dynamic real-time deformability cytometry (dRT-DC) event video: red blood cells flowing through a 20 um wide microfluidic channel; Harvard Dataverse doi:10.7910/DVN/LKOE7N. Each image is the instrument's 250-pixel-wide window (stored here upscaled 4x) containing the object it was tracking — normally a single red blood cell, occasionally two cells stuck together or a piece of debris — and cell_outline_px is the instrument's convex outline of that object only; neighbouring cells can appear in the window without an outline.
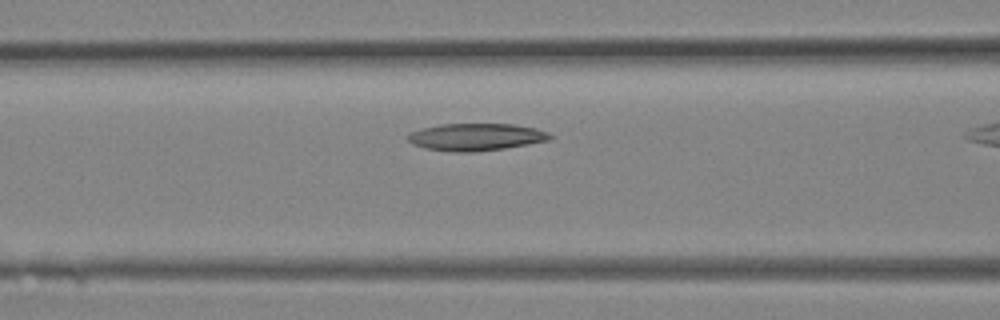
{"species": "Egyptian fruit bat (a non-hibernating species)", "species_latin": "Rousettus aegyptiacus", "temperature_condition": "room temperature", "stored_images_in_passage": 11, "camera_frame_rate_fps": 3000, "um_per_image_px": 0.085, "animal": {"sex": "female"}, "frame": {"image": 1, "passage_image": 8, "time_ms": 2.333, "image_size_px": [1000, 320], "cell_outline_px": [[552, 136], [548, 140], [528, 144], [504, 148], [476, 152], [452, 152], [424, 148], [412, 144], [404, 136], [412, 132], [424, 128], [440, 124], [512, 124], [536, 128], [548, 132]], "centroid_in_image_um": [40.42, 11.65], "position_along_channel_um": 126.2, "area_um2": 22.54}}
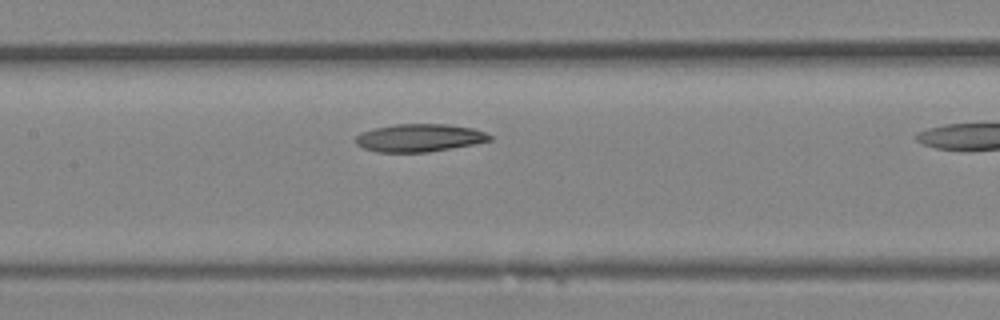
{"frame": {"image": 2, "passage_image": 10, "time_ms": 3.0, "image_size_px": [1000, 320], "cell_outline_px": [[492, 140], [452, 148], [428, 152], [376, 152], [364, 148], [356, 144], [356, 136], [360, 132], [376, 128], [396, 124], [448, 124], [472, 128], [484, 132], [492, 136]], "centroid_in_image_um": [35.64, 11.72], "position_along_channel_um": 171.8, "area_um2": 21.62}}